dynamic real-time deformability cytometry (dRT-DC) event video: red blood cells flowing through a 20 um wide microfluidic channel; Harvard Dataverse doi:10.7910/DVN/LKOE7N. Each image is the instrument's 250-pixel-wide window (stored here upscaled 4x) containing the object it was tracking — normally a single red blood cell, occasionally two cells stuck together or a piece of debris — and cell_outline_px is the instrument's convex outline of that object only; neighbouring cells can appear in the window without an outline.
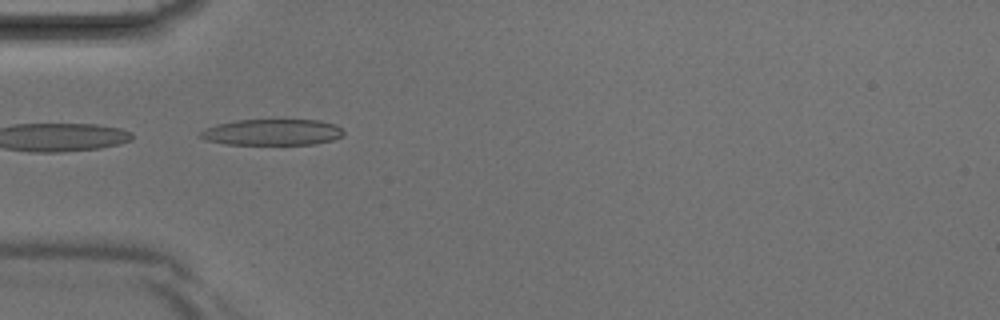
{"species": "Egyptian fruit bat (a non-hibernating species)", "species_latin": "Rousettus aegyptiacus", "temperature_condition": "room temperature", "stored_images_in_passage": 15, "camera_frame_rate_fps": 3000, "um_per_image_px": 0.085, "animal": {"sex": "male"}, "frame": {"image": 1, "passage_image": 13, "time_ms": 4.0, "image_size_px": [1000, 320], "cell_outline_px": [[344, 136], [332, 140], [316, 144], [224, 144], [208, 140], [200, 136], [200, 132], [204, 128], [236, 120], [320, 120], [336, 124], [344, 132]], "centroid_in_image_um": [23.19, 11.24], "position_along_channel_um": 61.8, "area_um2": 21.73}}